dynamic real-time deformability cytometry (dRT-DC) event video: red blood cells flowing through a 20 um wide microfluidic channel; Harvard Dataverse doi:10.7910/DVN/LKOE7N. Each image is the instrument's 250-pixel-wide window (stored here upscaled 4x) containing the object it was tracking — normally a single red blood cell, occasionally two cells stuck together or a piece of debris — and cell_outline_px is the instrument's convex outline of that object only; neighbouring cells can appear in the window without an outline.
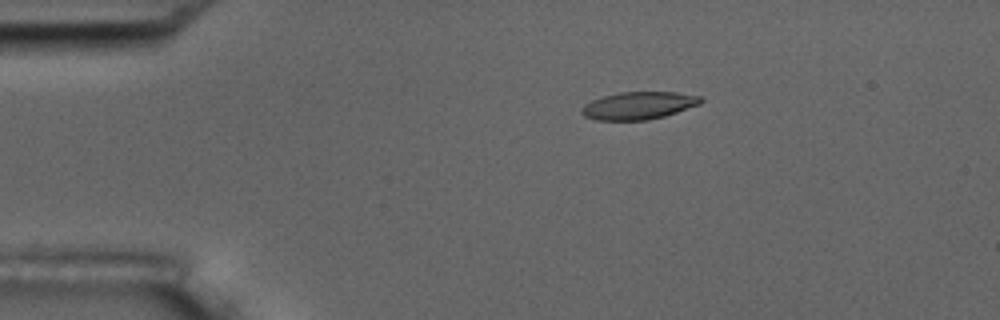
{"species": "common noctule bat (a hibernating species)", "species_latin": "Nyctalus noctula", "temperature_condition": "room temperature", "stored_images_in_passage": 5, "camera_frame_rate_fps": 3000, "um_per_image_px": 0.085, "animal": {"sex": "male", "body_mass_g": 17.5, "forearm_length_mm": 52.3}, "frame": {"image": 1, "passage_image": 3, "time_ms": 2.333, "image_size_px": [1000, 320], "cell_outline_px": [[704, 100], [700, 104], [664, 116], [648, 120], [596, 120], [584, 116], [580, 112], [580, 108], [584, 104], [592, 100], [604, 96], [620, 92], [676, 92], [700, 96]], "centroid_in_image_um": [54.26, 8.97], "position_along_channel_um": 30.7, "area_um2": 19.13}}